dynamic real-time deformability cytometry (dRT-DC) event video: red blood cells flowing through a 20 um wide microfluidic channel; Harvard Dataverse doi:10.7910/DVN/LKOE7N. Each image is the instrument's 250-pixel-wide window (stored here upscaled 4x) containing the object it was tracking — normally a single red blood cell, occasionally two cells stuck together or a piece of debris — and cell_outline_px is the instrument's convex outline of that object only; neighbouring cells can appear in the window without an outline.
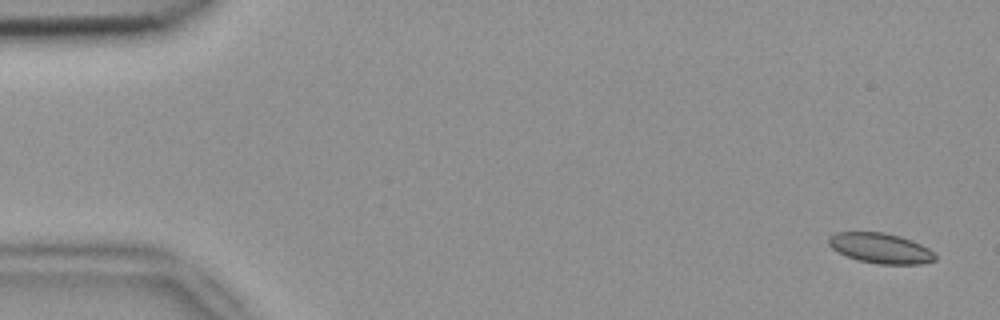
{"species": "common noctule bat (a hibernating species)", "species_latin": "Nyctalus noctula", "temperature_condition": "room temperature", "stored_images_in_passage": 5, "camera_frame_rate_fps": 3000, "um_per_image_px": 0.085, "animal": {"sex": "female", "body_mass_g": 18.4}, "frame": {"image": 1, "passage_image": 1, "time_ms": 0.0, "image_size_px": [1000, 320], "cell_outline_px": [[936, 260], [920, 264], [880, 264], [860, 260], [848, 256], [832, 248], [828, 244], [828, 236], [836, 232], [884, 232], [900, 236], [912, 240], [936, 252]], "centroid_in_image_um": [74.87, 21.08], "position_along_channel_um": 10.1, "area_um2": 18.73}}
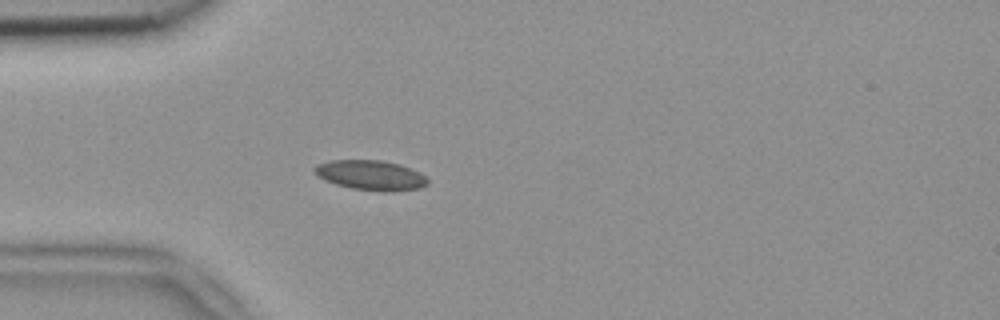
{"frame": {"image": 2, "passage_image": 5, "time_ms": 1.333, "image_size_px": [1000, 320], "cell_outline_px": [[428, 184], [420, 188], [396, 192], [384, 192], [352, 188], [336, 184], [324, 180], [312, 172], [312, 168], [316, 164], [332, 160], [384, 160], [400, 164], [412, 168], [420, 172], [428, 180]], "centroid_in_image_um": [31.52, 14.89], "position_along_channel_um": 53.5, "area_um2": 20.06}}